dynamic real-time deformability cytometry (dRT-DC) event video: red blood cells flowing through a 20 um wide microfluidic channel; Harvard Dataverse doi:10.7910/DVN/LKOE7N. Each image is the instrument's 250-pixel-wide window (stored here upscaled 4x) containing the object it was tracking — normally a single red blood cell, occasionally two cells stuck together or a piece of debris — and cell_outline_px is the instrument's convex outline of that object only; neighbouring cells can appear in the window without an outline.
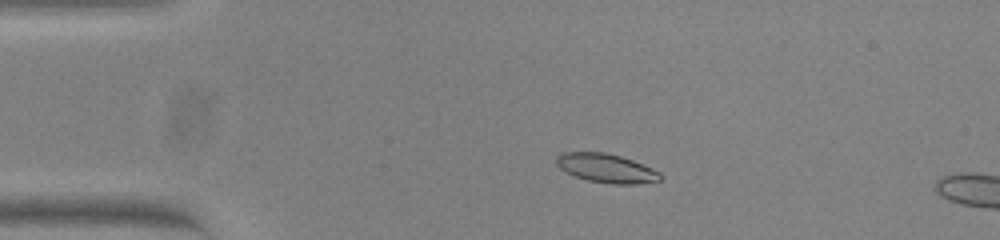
{"species": "common noctule bat (a hibernating species)", "species_latin": "Nyctalus noctula", "temperature_condition": "warm", "stored_images_in_passage": 11, "camera_frame_rate_fps": 3000, "um_per_image_px": 0.085, "animal": {"sex": "female", "body_mass_g": 23.0, "forearm_length_mm": 53.4}, "frame": {"image": 1, "passage_image": 8, "time_ms": 2.333, "image_size_px": [1000, 240], "cell_outline_px": [[664, 176], [660, 180], [636, 184], [612, 184], [588, 180], [564, 172], [556, 164], [556, 156], [564, 152], [604, 152], [620, 156], [632, 160], [652, 168], [660, 172]], "centroid_in_image_um": [51.54, 14.3], "position_along_channel_um": 33.5, "area_um2": 17.51}}